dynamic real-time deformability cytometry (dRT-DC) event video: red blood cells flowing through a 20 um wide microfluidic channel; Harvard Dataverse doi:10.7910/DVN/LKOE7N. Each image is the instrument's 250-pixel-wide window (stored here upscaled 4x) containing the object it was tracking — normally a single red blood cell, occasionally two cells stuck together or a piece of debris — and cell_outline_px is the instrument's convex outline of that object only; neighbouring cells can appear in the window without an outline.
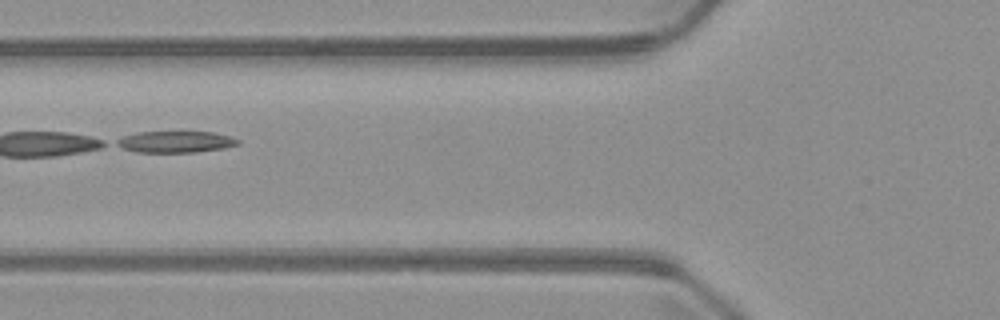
{"species": "common noctule bat (a hibernating species)", "species_latin": "Nyctalus noctula", "temperature_condition": "warm", "stored_images_in_passage": 5, "camera_frame_rate_fps": 3000, "um_per_image_px": 0.085, "animal": {"sex": "male", "body_mass_g": 23.1, "forearm_length_mm": 52.7}, "frame": {"image": 1, "passage_image": 4, "time_ms": 3.667, "image_size_px": [1000, 320], "cell_outline_px": [[240, 144], [224, 148], [196, 152], [136, 152], [124, 148], [116, 144], [116, 140], [124, 136], [136, 132], [180, 128], [212, 132], [232, 136], [240, 140]], "centroid_in_image_um": [14.97, 11.99], "position_along_channel_um": 110.8, "area_um2": 16.24}}
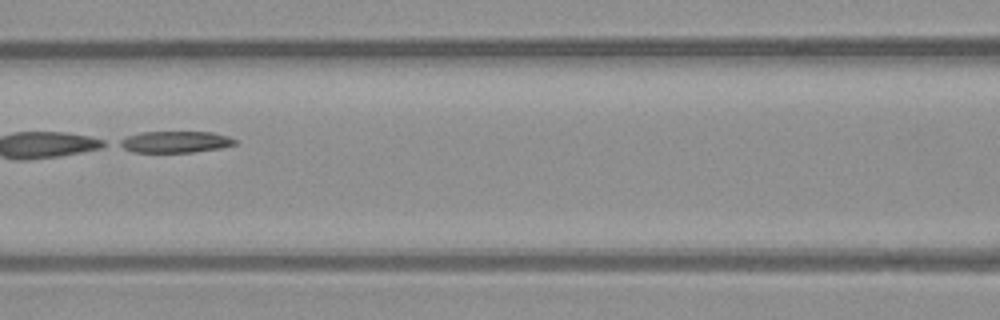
{"frame": {"image": 2, "passage_image": 5, "time_ms": 4.667, "image_size_px": [1000, 320], "cell_outline_px": [[236, 144], [220, 148], [192, 152], [132, 152], [116, 144], [120, 140], [128, 136], [140, 132], [212, 132], [228, 136], [236, 140]], "centroid_in_image_um": [14.88, 12.06], "position_along_channel_um": 151.7, "area_um2": 14.39}}